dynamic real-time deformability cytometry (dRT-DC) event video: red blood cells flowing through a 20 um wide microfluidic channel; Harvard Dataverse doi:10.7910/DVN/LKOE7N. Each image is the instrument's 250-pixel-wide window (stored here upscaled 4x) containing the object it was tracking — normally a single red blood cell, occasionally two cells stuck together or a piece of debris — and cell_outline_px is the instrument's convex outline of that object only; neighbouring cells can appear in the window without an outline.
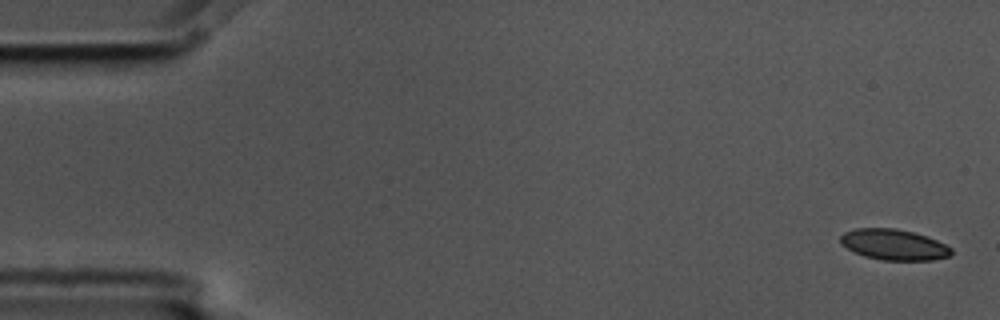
{"species": "common noctule bat (a hibernating species)", "species_latin": "Nyctalus noctula", "temperature_condition": "cold", "stored_images_in_passage": 5, "camera_frame_rate_fps": 3000, "um_per_image_px": 0.085, "animal": {"sex": "male", "body_mass_g": 17.5, "forearm_length_mm": 52.3}, "frame": {"image": 1, "passage_image": 1, "time_ms": 0.0, "image_size_px": [1000, 320], "cell_outline_px": [[952, 252], [948, 256], [932, 260], [880, 260], [864, 256], [840, 244], [840, 236], [844, 232], [856, 228], [896, 228], [912, 232], [936, 240], [952, 248]], "centroid_in_image_um": [75.94, 20.79], "position_along_channel_um": 9.1, "area_um2": 19.71}}
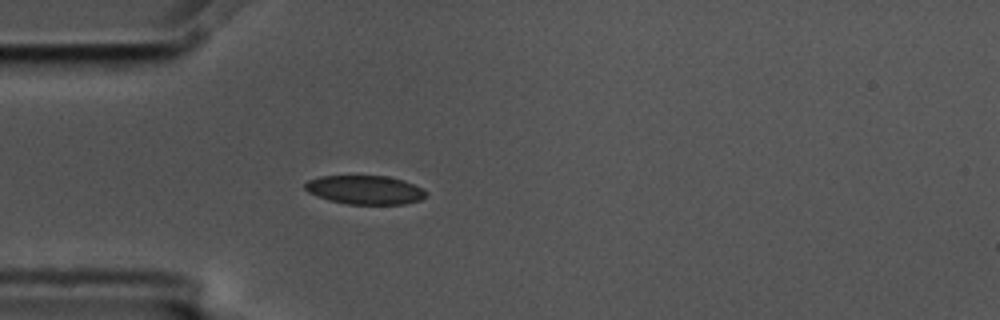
{"frame": {"image": 2, "passage_image": 5, "time_ms": 1.333, "image_size_px": [1000, 320], "cell_outline_px": [[428, 196], [420, 200], [404, 204], [344, 204], [328, 200], [316, 196], [308, 192], [304, 188], [304, 184], [308, 180], [320, 176], [388, 176], [404, 180], [428, 192]], "centroid_in_image_um": [31.01, 16.14], "position_along_channel_um": 54.0, "area_um2": 20.46}}